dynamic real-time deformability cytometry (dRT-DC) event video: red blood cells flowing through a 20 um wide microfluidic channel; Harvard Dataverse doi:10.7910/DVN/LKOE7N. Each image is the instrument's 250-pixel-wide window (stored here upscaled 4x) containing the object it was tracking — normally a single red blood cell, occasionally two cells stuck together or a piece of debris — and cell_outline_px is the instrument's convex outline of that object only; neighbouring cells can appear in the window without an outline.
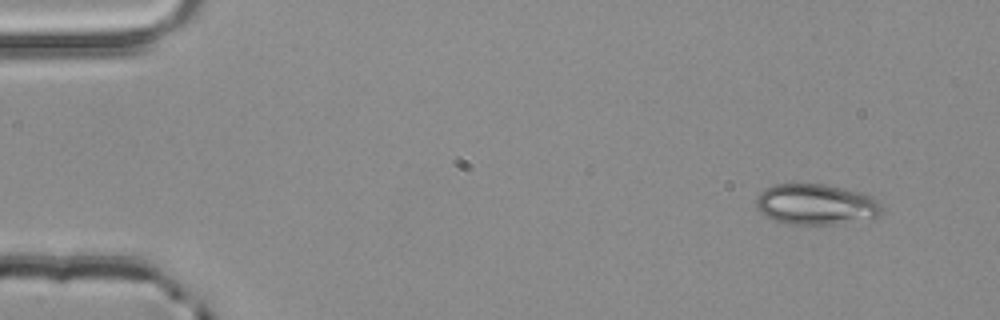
{"species": "common noctule bat (a hibernating species)", "species_latin": "Nyctalus noctula", "temperature_condition": "room temperature", "stored_images_in_passage": 3, "camera_frame_rate_fps": 3000, "um_per_image_px": 0.085, "animal": {"sex": "male", "body_mass_g": 20.4}, "frame": {"image": 1, "passage_image": 1, "time_ms": 0.0, "image_size_px": [1000, 320], "cell_outline_px": [[884, 212], [880, 216], [836, 224], [784, 224], [772, 220], [760, 212], [756, 208], [756, 196], [764, 188], [772, 184], [824, 184], [860, 192], [872, 196], [884, 208]], "centroid_in_image_um": [69.33, 17.37], "position_along_channel_um": 15.7, "area_um2": 30.11}}